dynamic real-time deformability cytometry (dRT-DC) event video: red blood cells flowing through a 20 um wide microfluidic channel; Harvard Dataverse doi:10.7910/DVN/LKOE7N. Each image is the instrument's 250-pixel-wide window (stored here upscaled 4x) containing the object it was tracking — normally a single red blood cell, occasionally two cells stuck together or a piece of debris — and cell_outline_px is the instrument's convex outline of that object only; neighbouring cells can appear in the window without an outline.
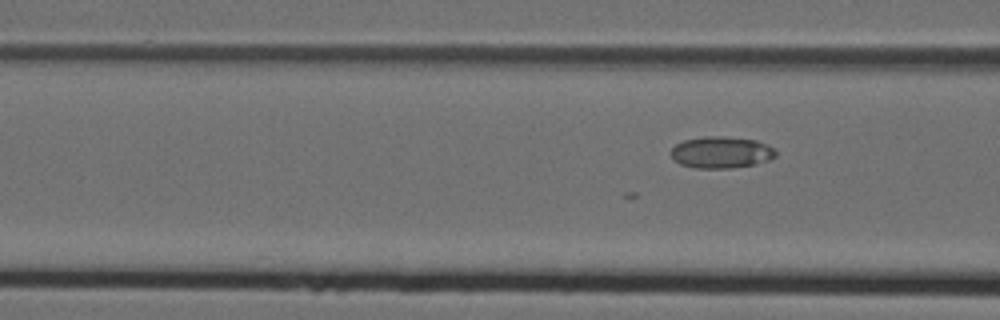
{"species": "Egyptian fruit bat (a non-hibernating species)", "species_latin": "Rousettus aegyptiacus", "temperature_condition": "cold", "stored_images_in_passage": 7, "segment_of_instrument_passage": [2, 2], "camera_frame_rate_fps": 3000, "um_per_image_px": 0.085, "animal": {"sex": "female"}, "frame": {"image": 1, "passage_image": 7, "time_ms": 2.0, "image_size_px": [1000, 320], "cell_outline_px": [[776, 156], [768, 160], [752, 164], [732, 168], [696, 168], [680, 164], [672, 156], [672, 148], [676, 144], [684, 140], [704, 136], [724, 136], [756, 140], [772, 148], [776, 152]], "centroid_in_image_um": [61.29, 12.94], "position_along_channel_um": 105.3, "area_um2": 19.07}}